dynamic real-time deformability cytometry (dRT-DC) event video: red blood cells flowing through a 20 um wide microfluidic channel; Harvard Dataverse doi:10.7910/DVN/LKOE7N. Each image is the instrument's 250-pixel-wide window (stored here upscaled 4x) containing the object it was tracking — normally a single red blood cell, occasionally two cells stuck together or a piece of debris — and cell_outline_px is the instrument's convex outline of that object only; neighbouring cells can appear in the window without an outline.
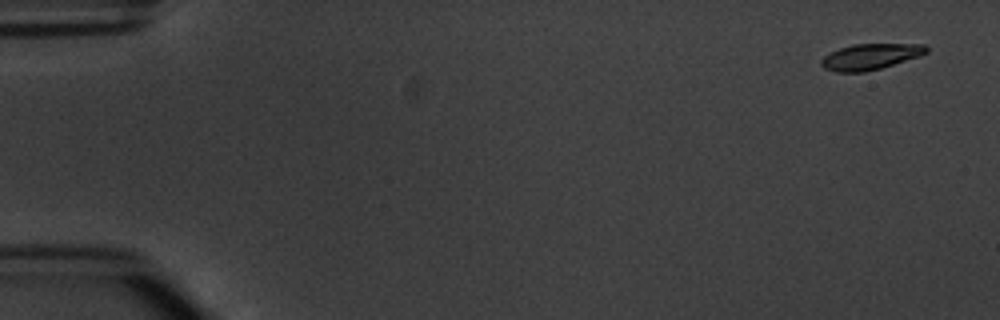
{"species": "common noctule bat (a hibernating species)", "species_latin": "Nyctalus noctula", "temperature_condition": "warm", "stored_images_in_passage": 5, "camera_frame_rate_fps": 3000, "um_per_image_px": 0.085, "animal": {"sex": "male", "body_mass_g": 20.1, "forearm_length_mm": 53.5}, "frame": {"image": 1, "passage_image": 1, "time_ms": 0.0, "image_size_px": [1000, 320], "cell_outline_px": [[928, 52], [920, 56], [880, 68], [864, 72], [836, 72], [824, 68], [820, 64], [820, 60], [824, 56], [840, 48], [852, 44], [924, 44], [928, 48]], "centroid_in_image_um": [73.97, 4.81], "position_along_channel_um": 11.0, "area_um2": 15.78}}
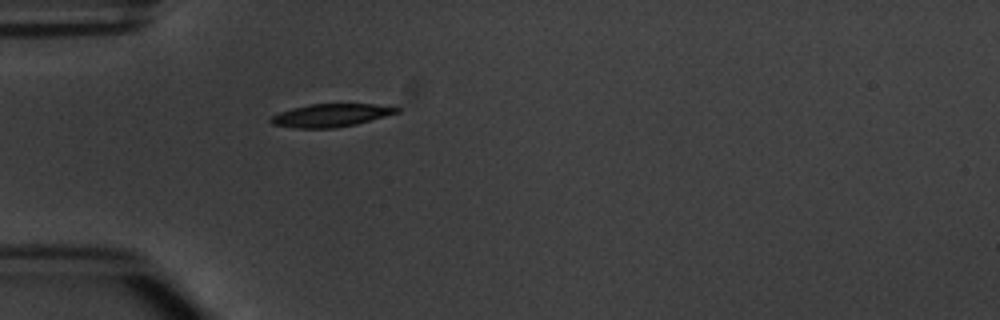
{"frame": {"image": 2, "passage_image": 5, "time_ms": 4.667, "image_size_px": [1000, 320], "cell_outline_px": [[400, 112], [356, 124], [332, 128], [296, 128], [272, 124], [268, 120], [272, 116], [280, 112], [292, 108], [308, 104], [372, 104], [400, 108]], "centroid_in_image_um": [28.09, 9.8], "position_along_channel_um": 56.9, "area_um2": 16.7}}